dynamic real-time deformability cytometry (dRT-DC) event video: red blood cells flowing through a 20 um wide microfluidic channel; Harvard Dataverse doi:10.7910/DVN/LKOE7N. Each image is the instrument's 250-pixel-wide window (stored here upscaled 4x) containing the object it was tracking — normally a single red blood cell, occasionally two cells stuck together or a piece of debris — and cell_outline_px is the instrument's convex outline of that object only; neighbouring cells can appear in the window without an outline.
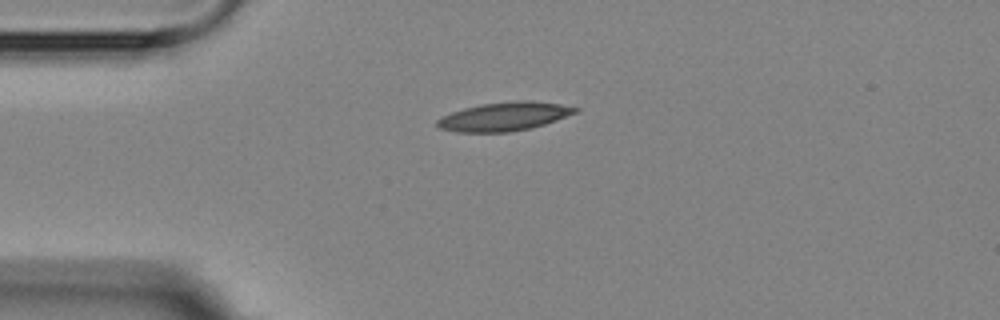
{"species": "Egyptian fruit bat (a non-hibernating species)", "species_latin": "Rousettus aegyptiacus", "temperature_condition": "room temperature", "stored_images_in_passage": 5, "camera_frame_rate_fps": 3000, "um_per_image_px": 0.085, "animal": {"sex": "female"}, "frame": {"image": 1, "passage_image": 1, "time_ms": 0.0, "image_size_px": [1000, 320], "cell_outline_px": [[580, 108], [576, 112], [556, 120], [532, 128], [508, 132], [456, 132], [440, 128], [436, 124], [436, 120], [452, 112], [464, 108], [480, 104], [516, 100], [528, 100], [560, 104]], "centroid_in_image_um": [42.85, 9.9], "position_along_channel_um": 42.1, "area_um2": 22.95}}
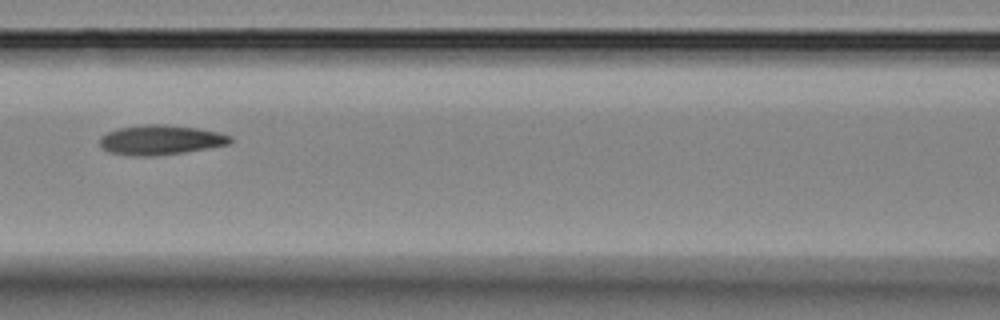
{"frame": {"image": 2, "passage_image": 4, "time_ms": 3.667, "image_size_px": [1000, 320], "cell_outline_px": [[232, 140], [228, 144], [184, 152], [156, 156], [128, 156], [108, 152], [100, 148], [100, 136], [108, 132], [120, 128], [144, 124], [164, 124], [196, 128], [220, 132], [232, 136]], "centroid_in_image_um": [13.61, 11.9], "position_along_channel_um": 153.0, "area_um2": 22.72}}
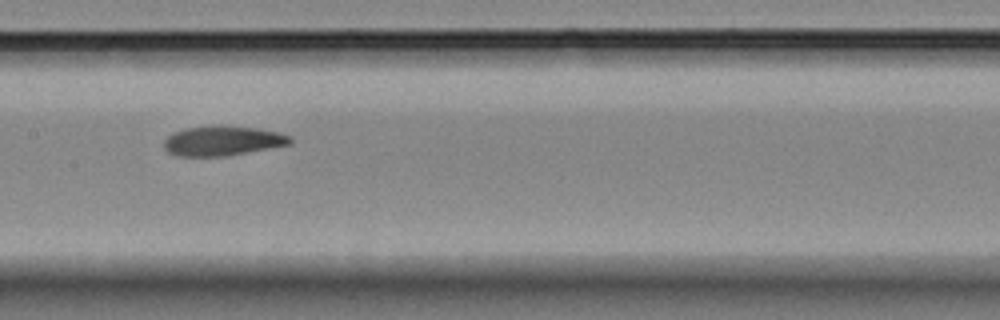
{"frame": {"image": 3, "passage_image": 5, "time_ms": 4.667, "image_size_px": [1000, 320], "cell_outline_px": [[292, 144], [224, 156], [176, 156], [168, 152], [164, 148], [164, 140], [172, 132], [184, 128], [212, 124], [224, 124], [256, 128], [276, 132], [292, 136]], "centroid_in_image_um": [18.89, 11.94], "position_along_channel_um": 188.5, "area_um2": 22.25}}